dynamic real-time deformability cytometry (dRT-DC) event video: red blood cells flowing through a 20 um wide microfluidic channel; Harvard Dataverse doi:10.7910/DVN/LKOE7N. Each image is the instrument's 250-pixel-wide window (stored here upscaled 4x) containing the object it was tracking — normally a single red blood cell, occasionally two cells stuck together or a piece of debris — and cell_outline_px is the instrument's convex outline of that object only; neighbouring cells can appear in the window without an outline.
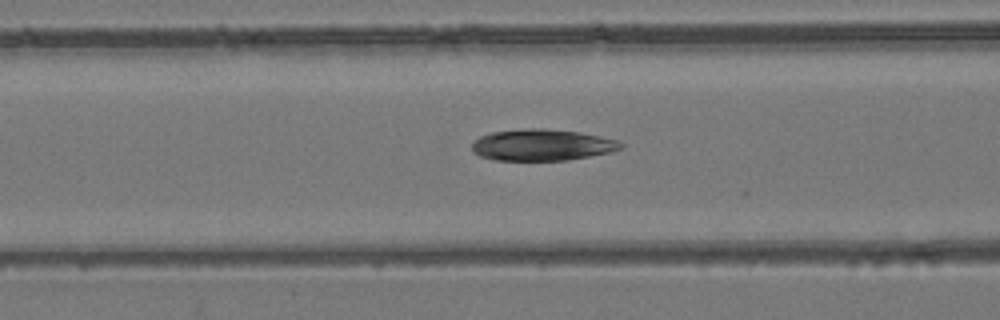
{"species": "common noctule bat (a hibernating species)", "species_latin": "Nyctalus noctula", "temperature_condition": "room temperature", "stored_images_in_passage": 39, "camera_frame_rate_fps": 3000, "um_per_image_px": 0.085, "animal": {"sex": "female", "body_mass_g": 24.6, "forearm_length_mm": 56.2}, "frame": {"image": 1, "passage_image": 7, "time_ms": 2.0, "image_size_px": [1000, 320], "cell_outline_px": [[624, 148], [612, 152], [568, 160], [492, 160], [480, 156], [472, 152], [472, 144], [480, 136], [492, 132], [524, 128], [544, 128], [580, 132], [600, 136], [616, 140], [624, 144]], "centroid_in_image_um": [46.08, 12.32], "position_along_channel_um": 120.5, "area_um2": 27.46}}
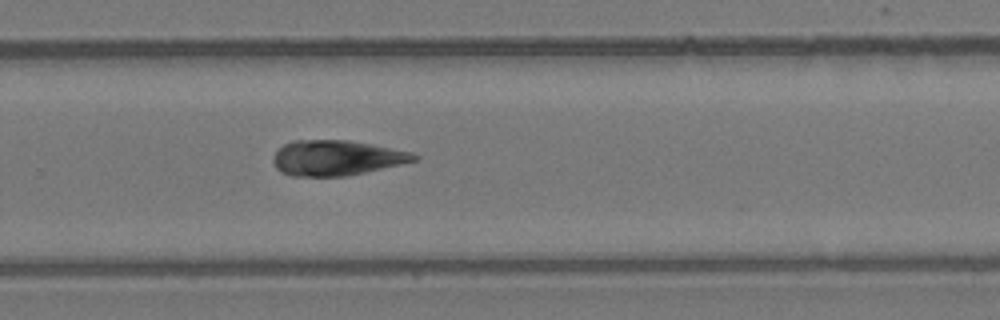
{"frame": {"image": 2, "passage_image": 21, "time_ms": 6.667, "image_size_px": [1000, 320], "cell_outline_px": [[420, 156], [416, 160], [400, 164], [348, 176], [288, 176], [280, 172], [276, 168], [272, 160], [276, 152], [284, 144], [292, 140], [348, 140], [412, 152]], "centroid_in_image_um": [28.57, 13.42], "position_along_channel_um": 301.2, "area_um2": 28.84}}
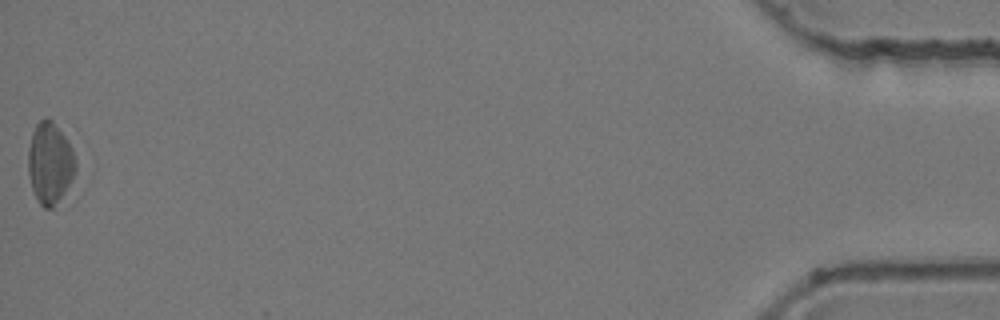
{"frame": {"image": 3, "passage_image": 39, "time_ms": 12.667, "image_size_px": [1000, 320], "cell_outline_px": [[80, 176], [52, 208], [44, 208], [36, 200], [32, 188], [28, 172], [28, 148], [32, 132], [36, 124], [44, 116], [48, 116], [52, 120], [64, 136], [72, 148], [76, 160]], "centroid_in_image_um": [4.3, 13.89], "position_along_channel_um": 430.9, "area_um2": 23.41}, "authors_computed_cell_mechanics": {"area_um2": 27.9752, "velocity_mm_per_s": 3.8785, "shape_relaxation_time_tau1_ms": 3.1208, "shape_relaxation_time_tau2_ms": null, "deformation_change_tau1": 0.101, "deformation_change_tau2": null}}